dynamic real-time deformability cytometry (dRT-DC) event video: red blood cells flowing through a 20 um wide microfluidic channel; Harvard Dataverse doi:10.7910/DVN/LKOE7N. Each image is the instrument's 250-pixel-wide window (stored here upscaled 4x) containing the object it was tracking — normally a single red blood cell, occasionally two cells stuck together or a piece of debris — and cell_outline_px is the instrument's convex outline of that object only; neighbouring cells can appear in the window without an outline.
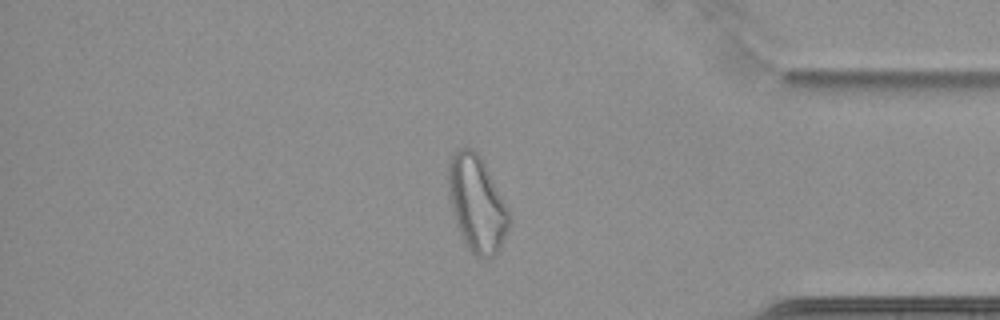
{"species": "common noctule bat (a hibernating species)", "species_latin": "Nyctalus noctula", "temperature_condition": "cold", "stored_images_in_passage": 65, "camera_frame_rate_fps": 3000, "um_per_image_px": 0.085, "animal": {"sex": "female", "body_mass_g": 22.7, "forearm_length_mm": 54.2}, "frame": {"image": 1, "passage_image": 56, "time_ms": 18.333, "image_size_px": [1000, 320], "cell_outline_px": [[508, 228], [500, 248], [492, 256], [476, 256], [468, 248], [456, 224], [448, 196], [448, 160], [460, 148], [472, 148], [480, 156], [508, 208]], "centroid_in_image_um": [40.5, 17.29], "position_along_channel_um": 394.7, "area_um2": 33.29}}